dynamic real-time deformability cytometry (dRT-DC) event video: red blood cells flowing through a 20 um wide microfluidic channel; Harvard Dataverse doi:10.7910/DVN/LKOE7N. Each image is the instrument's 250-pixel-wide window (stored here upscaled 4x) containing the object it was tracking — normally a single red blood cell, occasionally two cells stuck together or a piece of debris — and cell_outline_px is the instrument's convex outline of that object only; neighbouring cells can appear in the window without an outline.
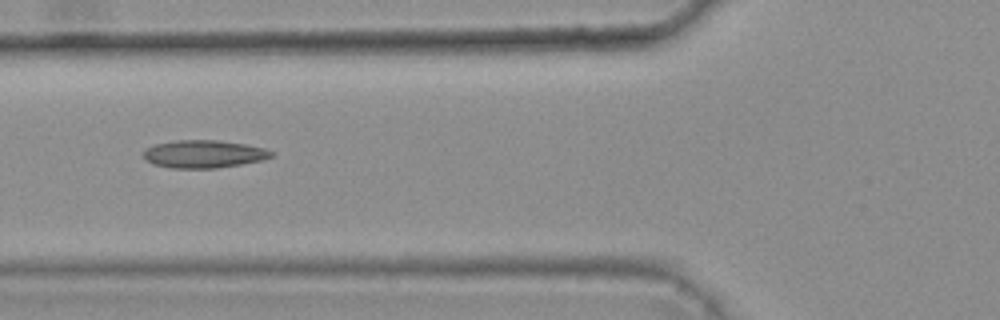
{"species": "common noctule bat (a hibernating species)", "species_latin": "Nyctalus noctula", "temperature_condition": "warm", "stored_images_in_passage": 7, "camera_frame_rate_fps": 3000, "um_per_image_px": 0.085, "animal": {"sex": "female", "body_mass_g": 25.1}, "frame": {"image": 1, "passage_image": 5, "time_ms": 1.333, "image_size_px": [1000, 320], "cell_outline_px": [[276, 152], [272, 156], [264, 160], [216, 168], [172, 168], [152, 164], [144, 160], [144, 148], [156, 144], [176, 140], [220, 140], [244, 144], [264, 148]], "centroid_in_image_um": [17.31, 13.09], "position_along_channel_um": 108.5, "area_um2": 20.81}}
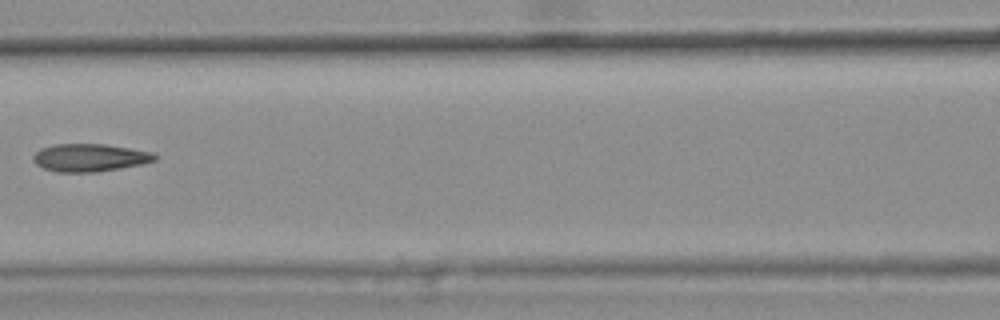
{"frame": {"image": 2, "passage_image": 6, "time_ms": 1.667, "image_size_px": [1000, 320], "cell_outline_px": [[156, 160], [140, 164], [120, 168], [96, 172], [56, 172], [44, 168], [36, 164], [32, 160], [32, 156], [40, 148], [56, 144], [104, 144], [152, 152], [156, 156]], "centroid_in_image_um": [7.58, 13.4], "position_along_channel_um": 159.0, "area_um2": 19.54}}
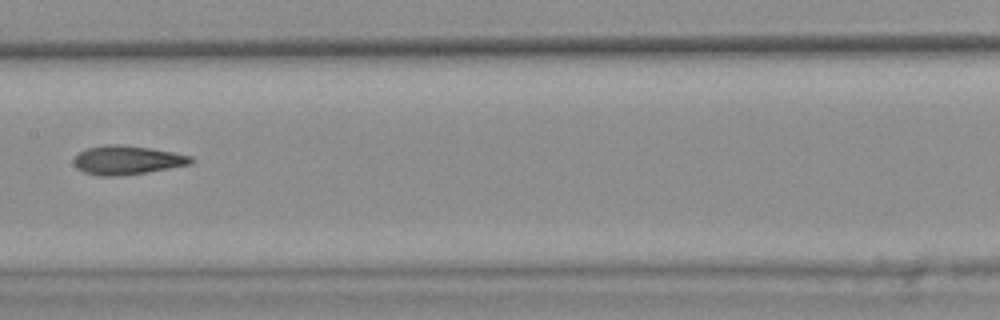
{"frame": {"image": 3, "passage_image": 7, "time_ms": 2.0, "image_size_px": [1000, 320], "cell_outline_px": [[196, 160], [192, 164], [144, 172], [116, 176], [96, 176], [84, 172], [76, 168], [72, 160], [84, 148], [108, 144], [120, 144], [152, 148], [192, 156]], "centroid_in_image_um": [10.78, 13.6], "position_along_channel_um": 196.6, "area_um2": 19.83}}